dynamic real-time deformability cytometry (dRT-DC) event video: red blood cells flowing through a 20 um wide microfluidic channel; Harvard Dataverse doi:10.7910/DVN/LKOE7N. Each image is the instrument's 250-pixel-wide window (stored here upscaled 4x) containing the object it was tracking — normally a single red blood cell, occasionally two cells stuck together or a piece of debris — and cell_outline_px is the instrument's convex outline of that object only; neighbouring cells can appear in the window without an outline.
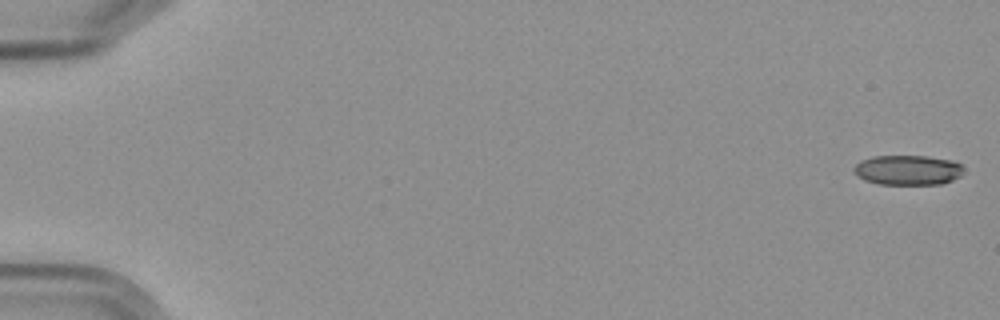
{"species": "Egyptian fruit bat (a non-hibernating species)", "species_latin": "Rousettus aegyptiacus", "temperature_condition": "cold", "stored_images_in_passage": 5, "camera_frame_rate_fps": 3000, "um_per_image_px": 0.085, "frame": {"image": 1, "passage_image": 1, "time_ms": 0.0, "image_size_px": [1000, 320], "cell_outline_px": [[964, 172], [960, 176], [952, 180], [940, 184], [876, 184], [864, 180], [856, 176], [852, 172], [852, 168], [860, 160], [872, 156], [928, 156], [952, 160], [964, 164]], "centroid_in_image_um": [77.15, 14.45], "position_along_channel_um": 7.8, "area_um2": 19.54}}